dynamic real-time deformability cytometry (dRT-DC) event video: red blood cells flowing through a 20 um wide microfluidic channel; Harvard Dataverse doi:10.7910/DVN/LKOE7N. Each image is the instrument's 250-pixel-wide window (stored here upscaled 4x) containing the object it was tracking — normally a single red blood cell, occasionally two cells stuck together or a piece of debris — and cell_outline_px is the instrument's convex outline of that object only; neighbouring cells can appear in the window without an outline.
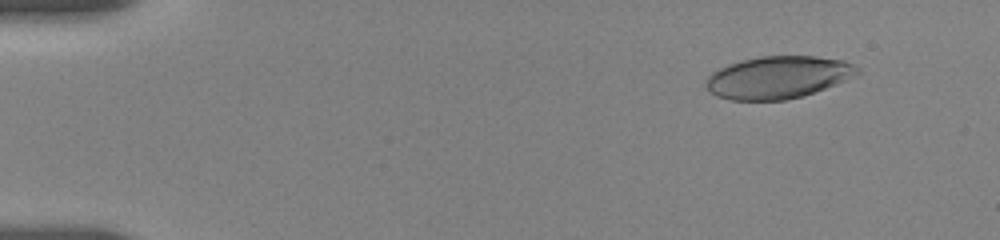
{"species": "human", "species_latin": "Homo sapiens", "temperature_condition": "room temperature", "stored_images_in_passage": 6, "camera_frame_rate_fps": 3000, "um_per_image_px": 0.085, "donor": {"sex": "female"}, "frame": {"image": 1, "passage_image": 2, "time_ms": 1.333, "image_size_px": [1000, 240], "cell_outline_px": [[860, 72], [836, 84], [804, 96], [784, 100], [728, 100], [716, 96], [708, 92], [704, 88], [704, 80], [712, 72], [728, 64], [740, 60], [760, 56], [816, 56], [844, 60], [860, 68]], "centroid_in_image_um": [66.07, 6.58], "position_along_channel_um": 18.9, "area_um2": 37.69}}
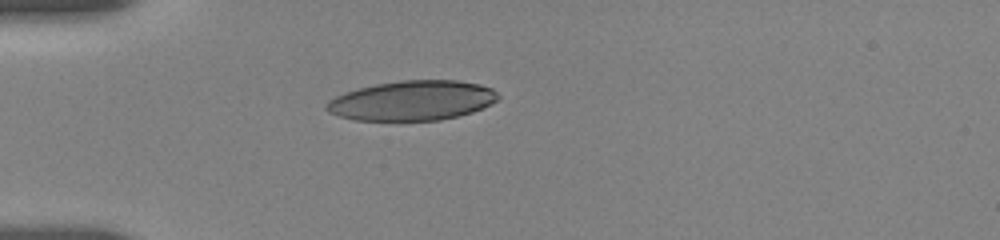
{"frame": {"image": 2, "passage_image": 5, "time_ms": 4.667, "image_size_px": [1000, 240], "cell_outline_px": [[500, 96], [492, 104], [472, 112], [440, 120], [356, 120], [340, 116], [328, 112], [324, 108], [324, 104], [328, 100], [344, 92], [376, 84], [400, 80], [460, 80], [480, 84], [492, 88]], "centroid_in_image_um": [35.04, 8.54], "position_along_channel_um": 50.0, "area_um2": 39.82}}